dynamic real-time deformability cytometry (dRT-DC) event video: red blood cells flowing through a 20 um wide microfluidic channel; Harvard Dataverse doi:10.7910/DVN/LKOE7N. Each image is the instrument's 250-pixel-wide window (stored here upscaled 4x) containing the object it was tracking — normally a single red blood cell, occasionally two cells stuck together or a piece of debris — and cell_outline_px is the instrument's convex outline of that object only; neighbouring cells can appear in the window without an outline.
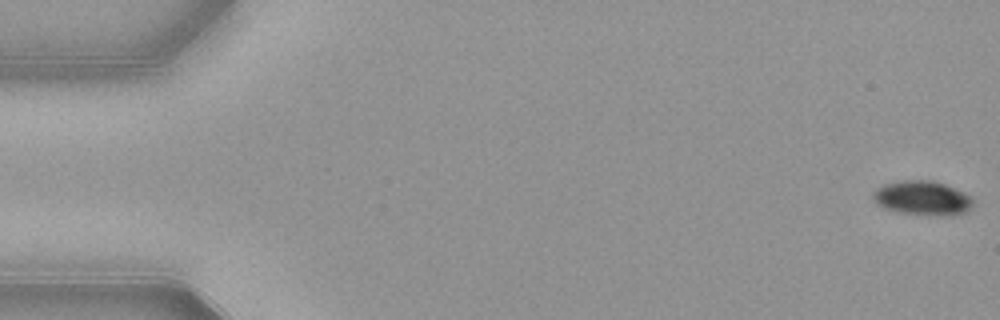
{"species": "common noctule bat (a hibernating species)", "species_latin": "Nyctalus noctula", "temperature_condition": "warm", "stored_images_in_passage": 54, "camera_frame_rate_fps": 3000, "um_per_image_px": 0.085, "animal": {"sex": "female", "body_mass_g": 21.9}, "frame": {"image": 1, "passage_image": 1, "time_ms": 0.0, "image_size_px": [1000, 320], "cell_outline_px": [[972, 204], [964, 212], [948, 216], [940, 216], [896, 212], [884, 208], [876, 204], [872, 200], [872, 192], [876, 188], [884, 184], [900, 180], [932, 180], [944, 184], [964, 192], [972, 196]], "centroid_in_image_um": [78.35, 16.83], "position_along_channel_um": 6.7, "area_um2": 20.17}}
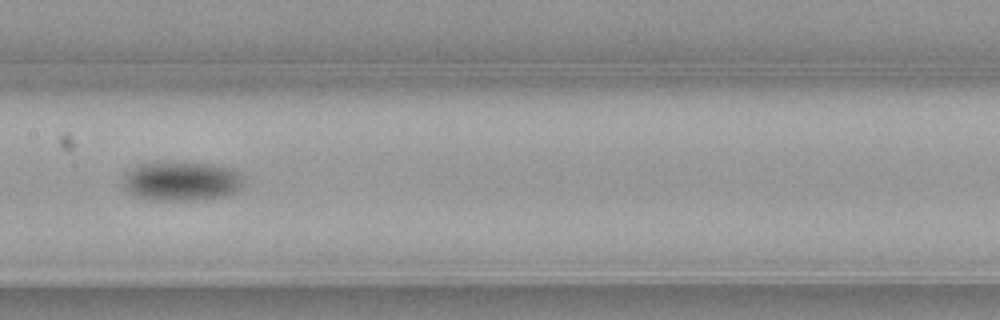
{"frame": {"image": 2, "passage_image": 27, "time_ms": 8.667, "image_size_px": [1000, 320], "cell_outline_px": [[244, 184], [240, 188], [224, 196], [192, 200], [148, 200], [136, 196], [124, 188], [124, 172], [140, 164], [156, 160], [172, 160], [212, 164], [232, 168], [240, 172], [244, 176]], "centroid_in_image_um": [15.42, 15.35], "position_along_channel_um": 192.0, "area_um2": 28.44}}
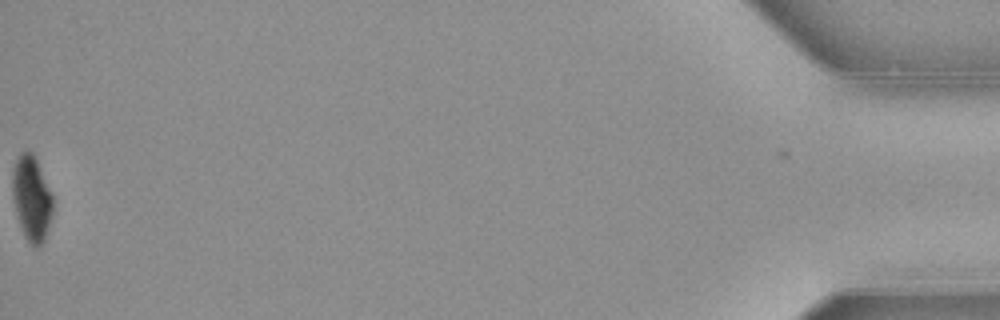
{"frame": {"image": 3, "passage_image": 54, "time_ms": 17.667, "image_size_px": [1000, 320], "cell_outline_px": [[52, 216], [44, 240], [36, 248], [24, 236], [16, 212], [12, 196], [12, 168], [16, 156], [24, 148], [32, 152], [52, 192]], "centroid_in_image_um": [2.67, 16.79], "position_along_channel_um": 432.5, "area_um2": 20.11}, "authors_computed_cell_mechanics": {"area_um2": 23.4379, "velocity_mm_per_s": 3.8824, "shape_relaxation_time_tau1_ms": 2.3922, "shape_relaxation_time_tau2_ms": null, "deformation_change_tau1": 0.1048, "deformation_change_tau2": null}}